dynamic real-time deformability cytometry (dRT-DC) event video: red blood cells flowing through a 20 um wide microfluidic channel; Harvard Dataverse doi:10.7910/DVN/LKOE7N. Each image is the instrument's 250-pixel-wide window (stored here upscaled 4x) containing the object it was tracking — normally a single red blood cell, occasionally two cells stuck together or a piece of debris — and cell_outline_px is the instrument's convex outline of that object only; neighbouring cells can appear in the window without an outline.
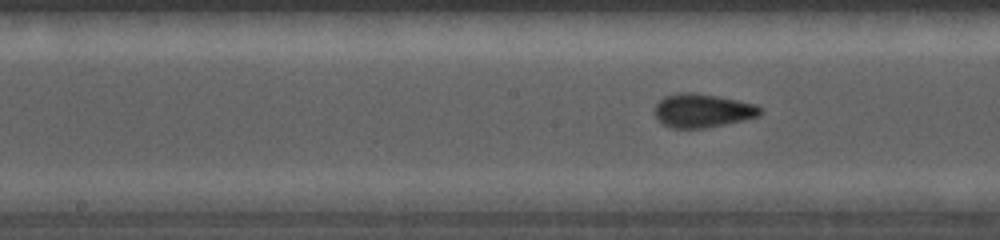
{"species": "common noctule bat (a hibernating species)", "species_latin": "Nyctalus noctula", "temperature_condition": "cold", "stored_images_in_passage": 42, "camera_frame_rate_fps": 5000, "um_per_image_px": 0.085, "animal": {"sex": "female", "body_mass_g": 19.0, "forearm_length_mm": 56.7}, "frame": {"image": 1, "passage_image": 22, "time_ms": 6.2, "image_size_px": [1000, 240], "cell_outline_px": [[764, 112], [760, 116], [744, 120], [704, 128], [672, 128], [664, 124], [656, 116], [656, 104], [664, 96], [680, 92], [696, 92], [756, 104]], "centroid_in_image_um": [59.74, 9.39], "position_along_channel_um": 188.5, "area_um2": 20.58}}
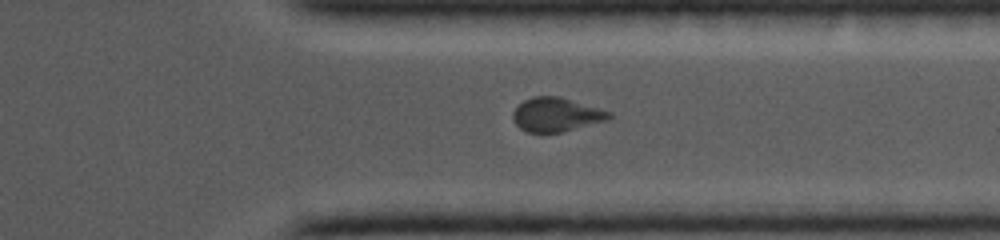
{"frame": {"image": 2, "passage_image": 35, "time_ms": 10.0, "image_size_px": [1000, 240], "cell_outline_px": [[612, 116], [608, 120], [564, 132], [528, 132], [520, 128], [516, 124], [512, 116], [512, 112], [524, 100], [532, 96], [560, 96], [612, 112]], "centroid_in_image_um": [47.3, 9.74], "position_along_channel_um": 364.1, "area_um2": 19.07}}
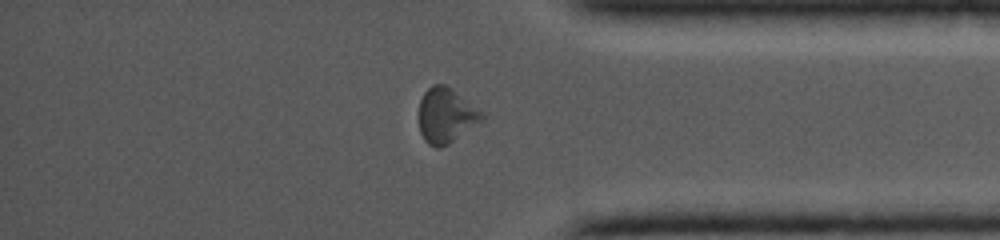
{"frame": {"image": 3, "passage_image": 37, "time_ms": 10.8, "image_size_px": [1000, 240], "cell_outline_px": [[484, 120], [448, 144], [440, 148], [436, 148], [428, 144], [424, 140], [420, 132], [420, 100], [424, 92], [432, 84], [444, 84], [484, 112]], "centroid_in_image_um": [37.92, 9.83], "position_along_channel_um": 397.3, "area_um2": 20.06}}